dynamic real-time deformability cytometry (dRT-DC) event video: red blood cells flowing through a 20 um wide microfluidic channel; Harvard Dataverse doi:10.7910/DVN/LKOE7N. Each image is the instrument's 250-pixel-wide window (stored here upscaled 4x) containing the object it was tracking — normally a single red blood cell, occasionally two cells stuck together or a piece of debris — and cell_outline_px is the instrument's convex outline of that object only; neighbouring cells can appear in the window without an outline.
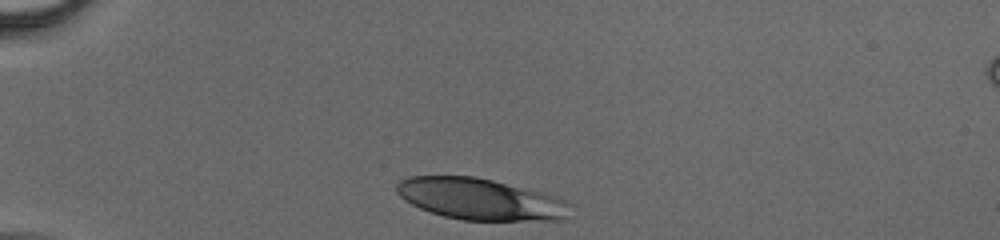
{"species": "human", "species_latin": "Homo sapiens", "temperature_condition": "cold", "stored_images_in_passage": 29, "camera_frame_rate_fps": 3000, "um_per_image_px": 0.085, "donor": {"sex": "male"}, "frame": {"image": 1, "passage_image": 1, "time_ms": 0.0, "image_size_px": [1000, 240], "cell_outline_px": [[572, 204], [568, 220], [460, 220], [444, 216], [420, 208], [404, 200], [396, 192], [396, 184], [400, 180], [408, 176], [472, 176], [492, 180], [560, 196]], "centroid_in_image_um": [40.89, 16.93], "position_along_channel_um": 44.1, "area_um2": 42.31}}
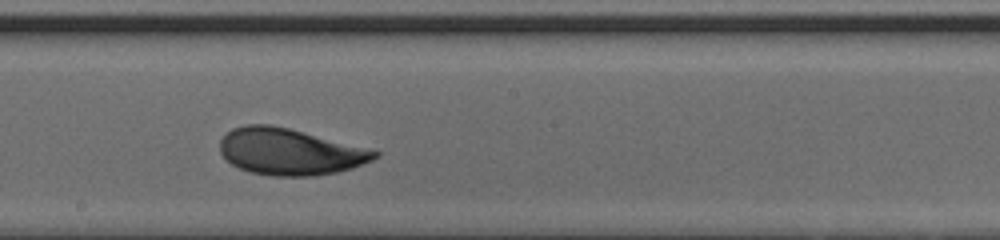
{"frame": {"image": 2, "passage_image": 16, "time_ms": 5.0, "image_size_px": [1000, 240], "cell_outline_px": [[380, 156], [372, 160], [352, 168], [336, 172], [312, 176], [272, 176], [252, 172], [240, 168], [232, 164], [220, 152], [220, 140], [232, 128], [244, 124], [272, 124], [376, 148], [380, 152]], "centroid_in_image_um": [24.72, 12.87], "position_along_channel_um": 223.5, "area_um2": 42.54}}
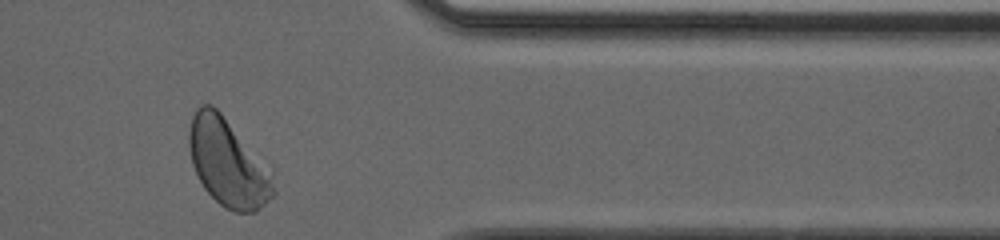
{"frame": {"image": 3, "passage_image": 28, "time_ms": 9.0, "image_size_px": [1000, 240], "cell_outline_px": [[276, 192], [256, 212], [232, 212], [224, 208], [204, 188], [192, 164], [188, 144], [188, 132], [192, 116], [196, 108], [200, 104], [212, 104], [220, 112], [272, 172]], "centroid_in_image_um": [19.35, 13.85], "position_along_channel_um": 392.1, "area_um2": 42.66}}